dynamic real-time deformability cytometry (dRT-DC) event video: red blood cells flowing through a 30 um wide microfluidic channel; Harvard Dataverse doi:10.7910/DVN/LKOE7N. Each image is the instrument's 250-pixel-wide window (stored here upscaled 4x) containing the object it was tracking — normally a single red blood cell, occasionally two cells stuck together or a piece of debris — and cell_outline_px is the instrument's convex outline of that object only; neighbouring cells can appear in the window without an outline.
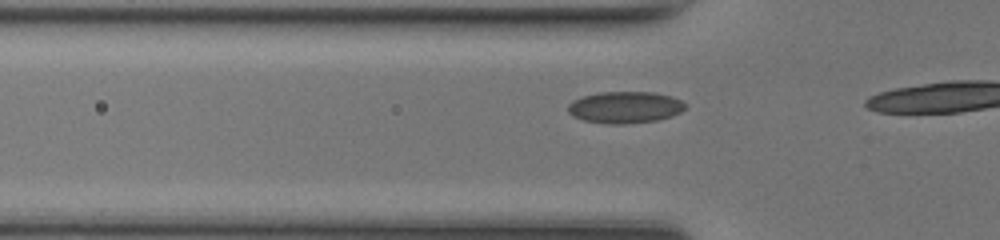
{"species": "common noctule bat (a hibernating species)", "species_latin": "Nyctalus noctula", "temperature_condition": "room temperature", "stored_images_in_passage": 14, "camera_frame_rate_fps": 3000, "um_per_image_px": 0.085, "animal": {"sex": "female", "body_mass_g": 17.0, "forearm_length_mm": 48.0}, "frame": {"image": 1, "passage_image": 12, "time_ms": 3.667, "image_size_px": [1000, 240], "cell_outline_px": [[688, 104], [680, 112], [672, 116], [656, 120], [624, 124], [604, 124], [584, 120], [572, 116], [568, 112], [568, 104], [572, 100], [584, 96], [600, 92], [652, 92], [672, 96]], "centroid_in_image_um": [53.12, 9.12], "position_along_channel_um": 72.7, "area_um2": 21.73}}